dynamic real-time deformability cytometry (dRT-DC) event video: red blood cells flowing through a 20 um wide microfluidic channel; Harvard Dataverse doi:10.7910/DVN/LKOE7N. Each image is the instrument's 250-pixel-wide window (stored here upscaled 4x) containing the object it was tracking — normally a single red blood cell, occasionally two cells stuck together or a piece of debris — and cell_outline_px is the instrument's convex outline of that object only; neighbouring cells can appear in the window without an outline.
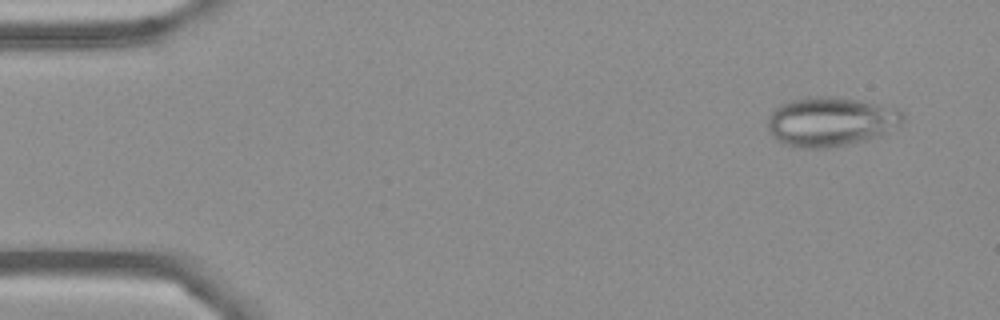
{"species": "Egyptian fruit bat (a non-hibernating species)", "species_latin": "Rousettus aegyptiacus", "temperature_condition": "cold", "stored_images_in_passage": 5, "camera_frame_rate_fps": 3000, "um_per_image_px": 0.085, "frame": {"image": 1, "passage_image": 2, "time_ms": 1.0, "image_size_px": [1000, 320], "cell_outline_px": [[904, 120], [900, 124], [880, 136], [848, 144], [828, 148], [796, 148], [784, 144], [776, 140], [772, 136], [768, 128], [768, 116], [780, 104], [788, 100], [808, 96], [836, 96], [860, 100], [900, 108], [904, 112]], "centroid_in_image_um": [70.61, 10.32], "position_along_channel_um": 14.4, "area_um2": 39.42}}